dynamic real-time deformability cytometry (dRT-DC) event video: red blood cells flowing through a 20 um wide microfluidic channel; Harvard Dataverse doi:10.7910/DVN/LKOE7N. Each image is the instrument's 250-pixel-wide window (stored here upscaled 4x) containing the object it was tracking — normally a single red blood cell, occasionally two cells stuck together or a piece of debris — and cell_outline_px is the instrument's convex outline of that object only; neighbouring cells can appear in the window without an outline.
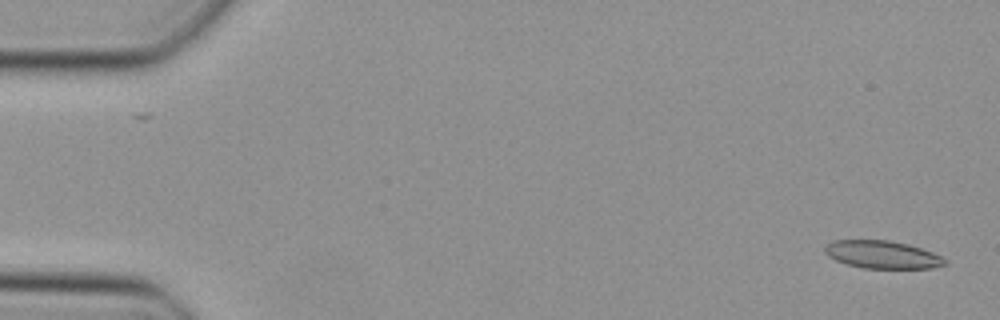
{"species": "Egyptian fruit bat (a non-hibernating species)", "species_latin": "Rousettus aegyptiacus", "temperature_condition": "cold", "stored_images_in_passage": 45, "camera_frame_rate_fps": 3000, "um_per_image_px": 0.085, "animal": {"sex": "female"}, "frame": {"image": 1, "passage_image": 1, "time_ms": 0.0, "image_size_px": [1000, 320], "cell_outline_px": [[948, 264], [932, 268], [864, 268], [848, 264], [836, 260], [828, 256], [824, 252], [824, 248], [832, 240], [888, 240], [908, 244], [932, 252], [948, 260]], "centroid_in_image_um": [75.01, 21.64], "position_along_channel_um": 10.0, "area_um2": 19.36}}
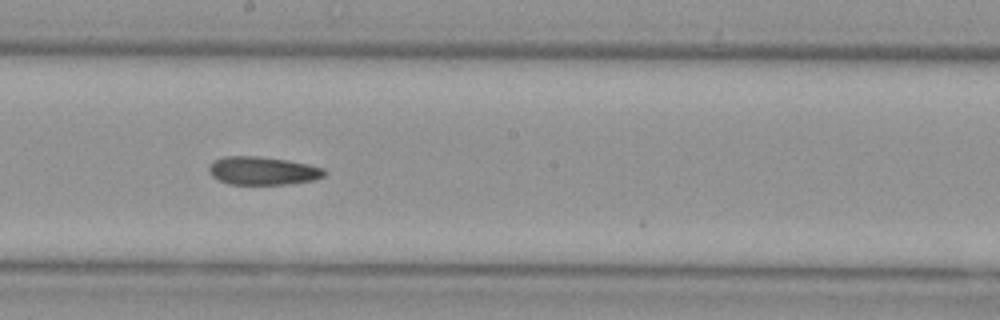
{"frame": {"image": 2, "passage_image": 26, "time_ms": 8.333, "image_size_px": [1000, 320], "cell_outline_px": [[324, 176], [312, 180], [288, 184], [228, 184], [212, 176], [208, 172], [208, 168], [216, 160], [224, 156], [256, 156], [288, 160], [308, 164], [324, 168]], "centroid_in_image_um": [22.32, 14.51], "position_along_channel_um": 225.9, "area_um2": 18.79}}
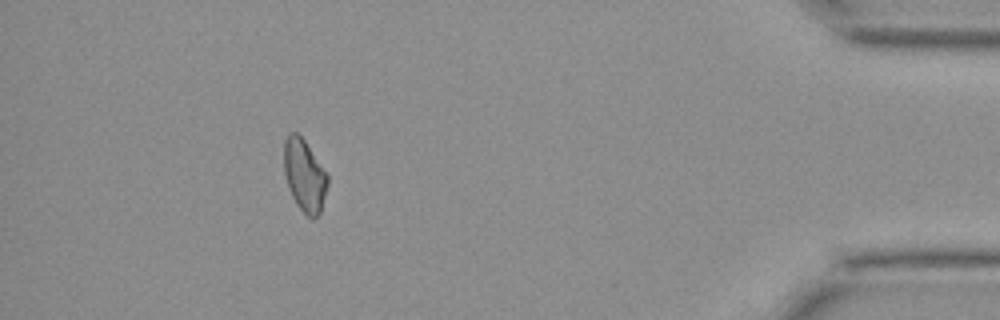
{"frame": {"image": 3, "passage_image": 43, "time_ms": 14.0, "image_size_px": [1000, 320], "cell_outline_px": [[328, 184], [320, 212], [312, 220], [296, 204], [288, 188], [284, 172], [284, 140], [288, 132], [296, 132], [304, 140], [328, 176]], "centroid_in_image_um": [25.86, 14.9], "position_along_channel_um": 409.3, "area_um2": 18.15}}